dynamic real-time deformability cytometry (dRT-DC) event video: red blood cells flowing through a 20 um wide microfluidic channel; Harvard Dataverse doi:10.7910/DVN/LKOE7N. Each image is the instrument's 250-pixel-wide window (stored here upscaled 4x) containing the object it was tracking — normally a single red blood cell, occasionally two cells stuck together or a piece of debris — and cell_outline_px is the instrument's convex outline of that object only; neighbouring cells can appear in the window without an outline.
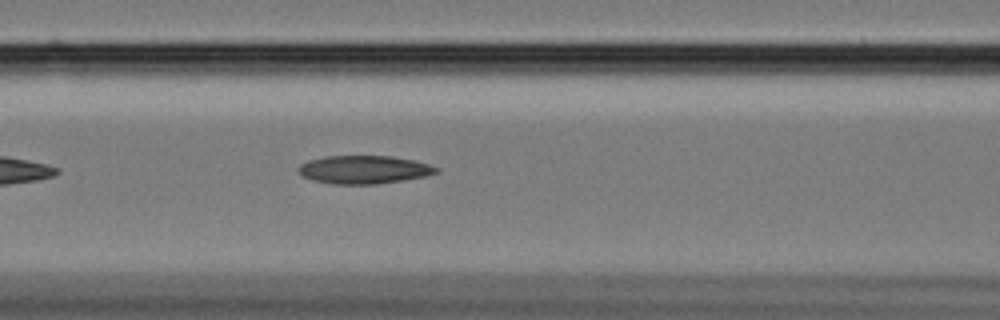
{"species": "Egyptian fruit bat (a non-hibernating species)", "species_latin": "Rousettus aegyptiacus", "temperature_condition": "cold", "stored_images_in_passage": 21, "camera_frame_rate_fps": 3000, "um_per_image_px": 0.085, "animal": {"sex": "female"}, "frame": {"image": 1, "passage_image": 10, "time_ms": 3.0, "image_size_px": [1000, 320], "cell_outline_px": [[440, 172], [424, 176], [404, 180], [376, 184], [332, 184], [312, 180], [300, 176], [296, 172], [296, 168], [300, 164], [308, 160], [324, 156], [392, 156], [416, 160], [440, 168]], "centroid_in_image_um": [30.9, 14.41], "position_along_channel_um": 135.7, "area_um2": 23.0}}
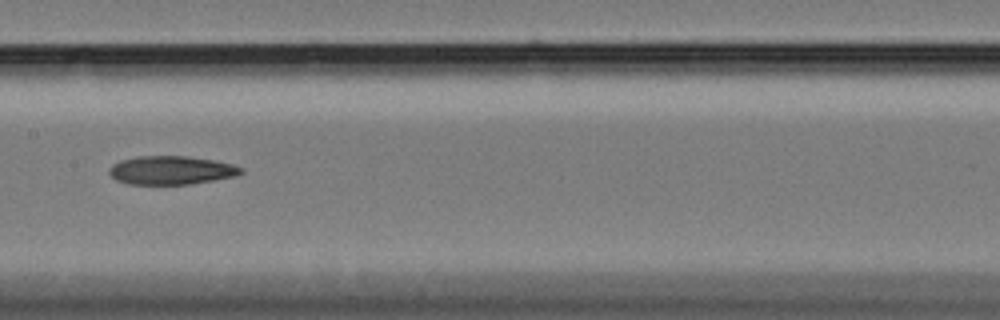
{"frame": {"image": 2, "passage_image": 15, "time_ms": 4.667, "image_size_px": [1000, 320], "cell_outline_px": [[244, 172], [236, 176], [216, 180], [188, 184], [128, 184], [116, 180], [108, 172], [108, 168], [112, 164], [120, 160], [136, 156], [184, 156], [212, 160], [232, 164], [244, 168]], "centroid_in_image_um": [14.54, 14.47], "position_along_channel_um": 192.9, "area_um2": 22.02}}
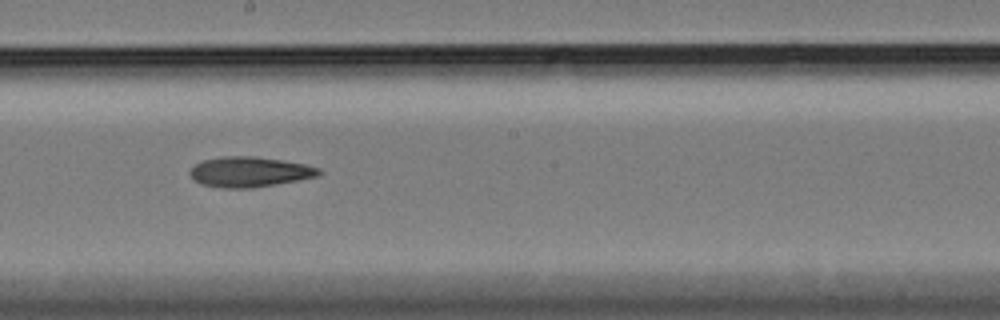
{"frame": {"image": 3, "passage_image": 18, "time_ms": 5.667, "image_size_px": [1000, 320], "cell_outline_px": [[320, 172], [316, 176], [296, 180], [252, 188], [224, 188], [200, 184], [188, 172], [196, 164], [204, 160], [224, 156], [252, 156], [280, 160], [304, 164], [320, 168]], "centroid_in_image_um": [21.18, 14.61], "position_along_channel_um": 227.0, "area_um2": 22.25}}